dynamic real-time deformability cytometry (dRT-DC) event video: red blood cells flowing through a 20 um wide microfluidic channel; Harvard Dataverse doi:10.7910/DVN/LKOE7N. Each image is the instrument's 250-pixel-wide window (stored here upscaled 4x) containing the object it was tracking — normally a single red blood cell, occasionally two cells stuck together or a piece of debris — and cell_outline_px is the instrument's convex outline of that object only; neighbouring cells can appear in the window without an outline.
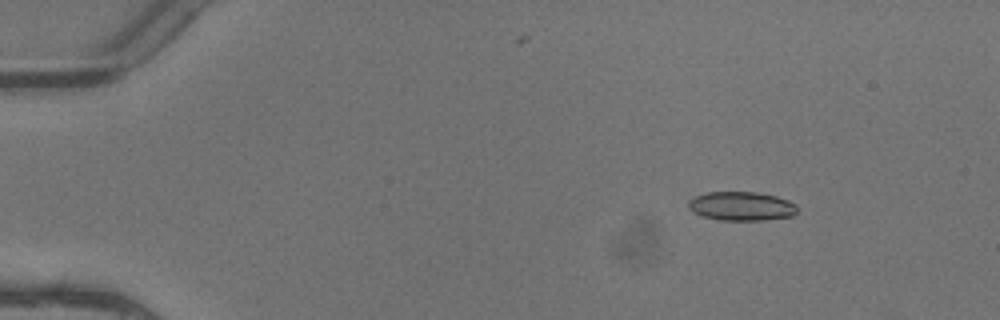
{"species": "common noctule bat (a hibernating species)", "species_latin": "Nyctalus noctula", "temperature_condition": "warm", "stored_images_in_passage": 5, "camera_frame_rate_fps": 3000, "um_per_image_px": 0.085, "animal": {"sex": "female"}, "frame": {"image": 1, "passage_image": 2, "time_ms": 0.333, "image_size_px": [1000, 320], "cell_outline_px": [[796, 212], [792, 216], [764, 220], [720, 220], [704, 216], [692, 212], [688, 208], [688, 200], [692, 196], [708, 192], [756, 192], [776, 196], [788, 200], [796, 204]], "centroid_in_image_um": [62.99, 17.52], "position_along_channel_um": 22.0, "area_um2": 18.44}}
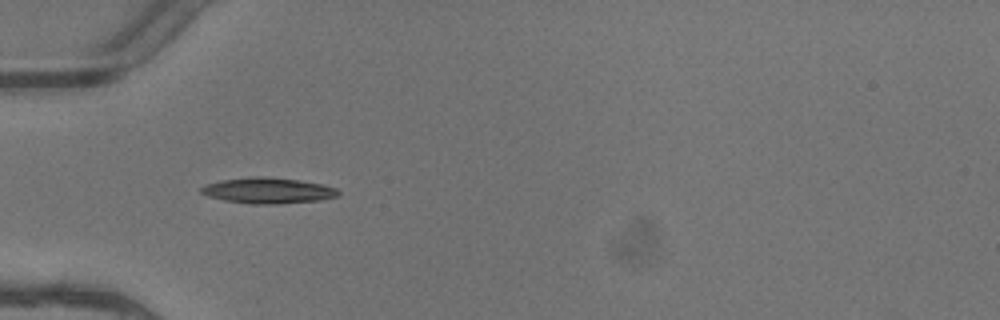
{"frame": {"image": 2, "passage_image": 4, "time_ms": 1.0, "image_size_px": [1000, 320], "cell_outline_px": [[340, 196], [320, 200], [276, 204], [252, 204], [224, 200], [208, 196], [200, 192], [200, 188], [208, 184], [224, 180], [248, 176], [264, 176], [296, 180], [320, 184], [336, 188], [340, 192]], "centroid_in_image_um": [22.79, 16.2], "position_along_channel_um": 62.2, "area_um2": 20.46}}
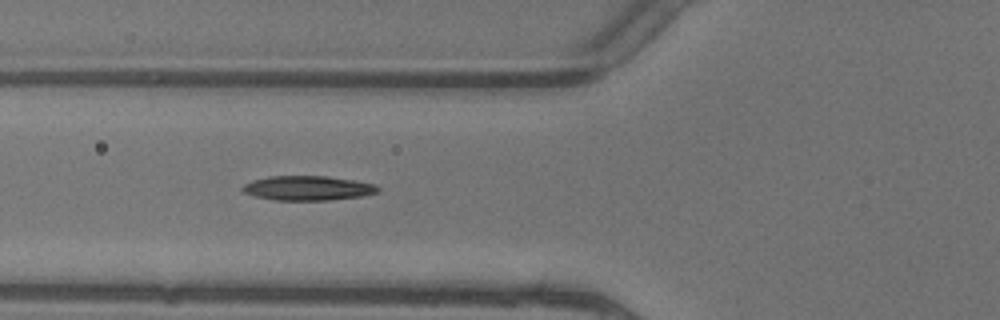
{"frame": {"image": 3, "passage_image": 5, "time_ms": 1.333, "image_size_px": [1000, 320], "cell_outline_px": [[380, 192], [360, 196], [328, 200], [276, 200], [252, 196], [244, 192], [240, 188], [244, 184], [252, 180], [268, 176], [328, 176], [356, 180], [376, 184], [380, 188]], "centroid_in_image_um": [26.16, 15.98], "position_along_channel_um": 99.6, "area_um2": 19.54}}